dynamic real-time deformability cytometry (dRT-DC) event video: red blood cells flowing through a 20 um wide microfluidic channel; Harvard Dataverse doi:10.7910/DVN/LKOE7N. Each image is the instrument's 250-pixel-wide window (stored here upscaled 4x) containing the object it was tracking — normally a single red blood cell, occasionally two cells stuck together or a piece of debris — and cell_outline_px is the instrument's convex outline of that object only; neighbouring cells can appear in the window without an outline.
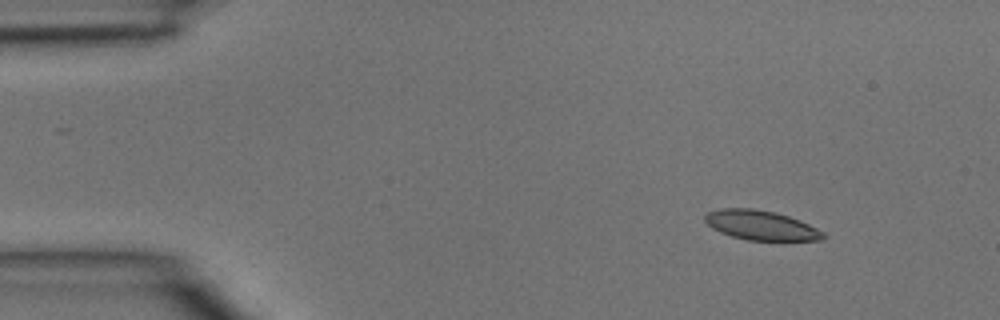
{"species": "common noctule bat (a hibernating species)", "species_latin": "Nyctalus noctula", "temperature_condition": "room temperature", "stored_images_in_passage": 3, "camera_frame_rate_fps": 3000, "um_per_image_px": 0.085, "animal": {"sex": "male", "body_mass_g": 15.6}, "frame": {"image": 1, "passage_image": 1, "time_ms": 0.0, "image_size_px": [1000, 320], "cell_outline_px": [[824, 236], [820, 240], [748, 240], [732, 236], [720, 232], [712, 228], [704, 220], [704, 216], [708, 212], [720, 208], [752, 208], [776, 212], [800, 220], [824, 232]], "centroid_in_image_um": [64.65, 19.13], "position_along_channel_um": 20.4, "area_um2": 20.23}}
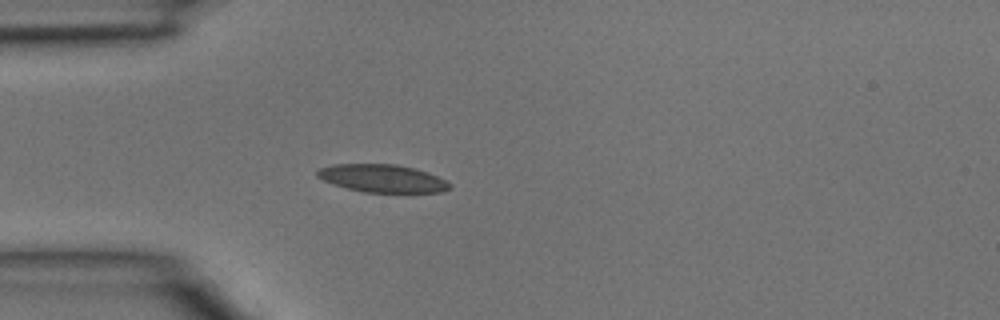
{"frame": {"image": 2, "passage_image": 3, "time_ms": 0.667, "image_size_px": [1000, 320], "cell_outline_px": [[452, 188], [444, 192], [364, 192], [348, 188], [324, 180], [316, 176], [316, 172], [320, 168], [332, 164], [396, 164], [428, 172], [452, 184]], "centroid_in_image_um": [32.53, 15.16], "position_along_channel_um": 52.5, "area_um2": 21.27}}